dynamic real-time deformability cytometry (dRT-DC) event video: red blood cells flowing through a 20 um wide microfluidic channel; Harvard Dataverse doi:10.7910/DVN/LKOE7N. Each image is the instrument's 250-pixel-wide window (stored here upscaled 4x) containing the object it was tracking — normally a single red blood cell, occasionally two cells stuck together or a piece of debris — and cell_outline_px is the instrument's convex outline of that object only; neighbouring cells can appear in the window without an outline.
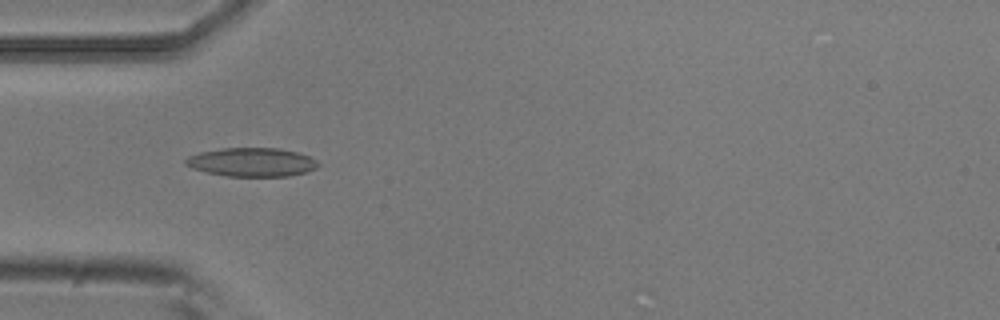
{"species": "common noctule bat (a hibernating species)", "species_latin": "Nyctalus noctula", "temperature_condition": "room temperature", "stored_images_in_passage": 9, "camera_frame_rate_fps": 3000, "um_per_image_px": 0.085, "animal": {"sex": "male", "body_mass_g": 20.5, "forearm_length_mm": 52.5}, "frame": {"image": 1, "passage_image": 4, "time_ms": 1.0, "image_size_px": [1000, 320], "cell_outline_px": [[320, 164], [316, 168], [308, 172], [288, 176], [228, 176], [208, 172], [192, 168], [184, 164], [184, 160], [188, 156], [200, 152], [224, 148], [280, 148], [300, 152], [316, 160]], "centroid_in_image_um": [21.43, 13.78], "position_along_channel_um": 63.6, "area_um2": 22.25}}
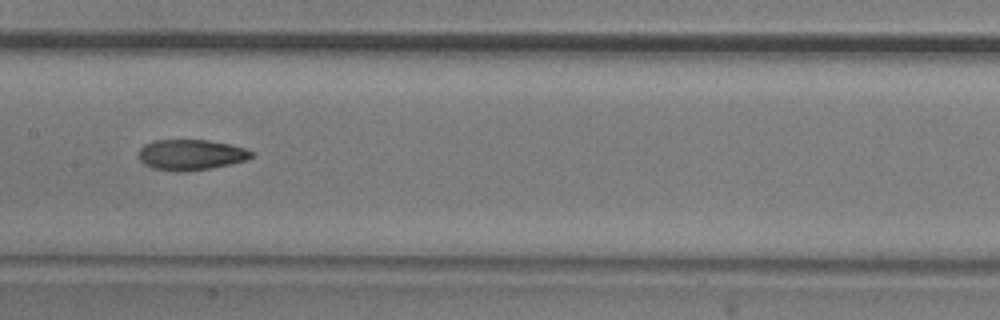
{"frame": {"image": 2, "passage_image": 7, "time_ms": 2.0, "image_size_px": [1000, 320], "cell_outline_px": [[256, 156], [248, 160], [208, 168], [180, 172], [176, 172], [152, 168], [144, 164], [140, 160], [140, 148], [144, 144], [156, 140], [208, 140], [228, 144], [244, 148], [252, 152]], "centroid_in_image_um": [16.23, 13.15], "position_along_channel_um": 191.2, "area_um2": 20.0}}
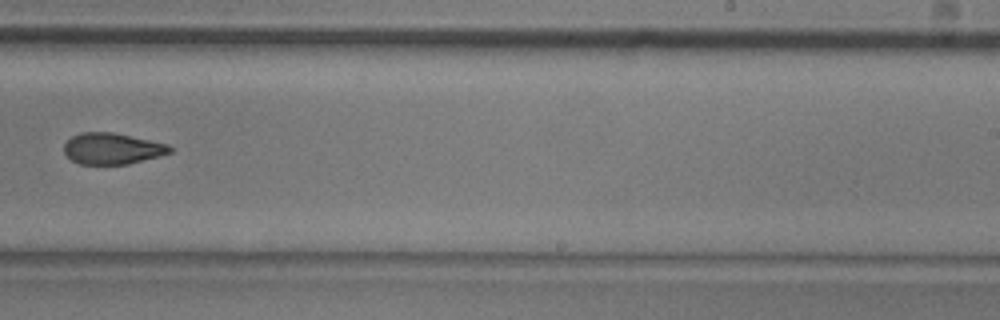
{"frame": {"image": 3, "passage_image": 9, "time_ms": 2.667, "image_size_px": [1000, 320], "cell_outline_px": [[172, 152], [160, 156], [128, 164], [80, 164], [72, 160], [64, 152], [64, 144], [72, 136], [80, 132], [112, 132], [168, 144], [172, 148]], "centroid_in_image_um": [9.54, 12.63], "position_along_channel_um": 279.5, "area_um2": 19.19}}